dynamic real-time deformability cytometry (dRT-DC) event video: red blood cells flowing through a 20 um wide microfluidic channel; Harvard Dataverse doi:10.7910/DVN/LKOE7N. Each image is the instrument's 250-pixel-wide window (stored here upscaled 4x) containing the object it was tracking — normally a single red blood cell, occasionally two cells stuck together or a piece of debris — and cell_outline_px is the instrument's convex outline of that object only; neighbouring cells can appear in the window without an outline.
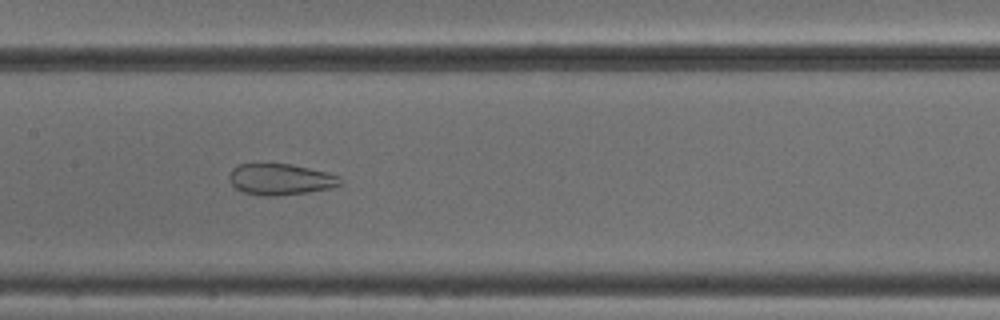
{"species": "common noctule bat (a hibernating species)", "species_latin": "Nyctalus noctula", "temperature_condition": "cold", "stored_images_in_passage": 36, "camera_frame_rate_fps": 3000, "um_per_image_px": 0.085, "animal": {"sex": "male", "body_mass_g": 18.8}, "frame": {"image": 1, "passage_image": 10, "time_ms": 3.0, "image_size_px": [1000, 320], "cell_outline_px": [[344, 184], [328, 188], [308, 192], [276, 196], [264, 196], [244, 192], [236, 188], [232, 184], [228, 176], [232, 168], [240, 164], [292, 164], [328, 172], [340, 176], [344, 180]], "centroid_in_image_um": [23.88, 15.24], "position_along_channel_um": 183.5, "area_um2": 20.29}}
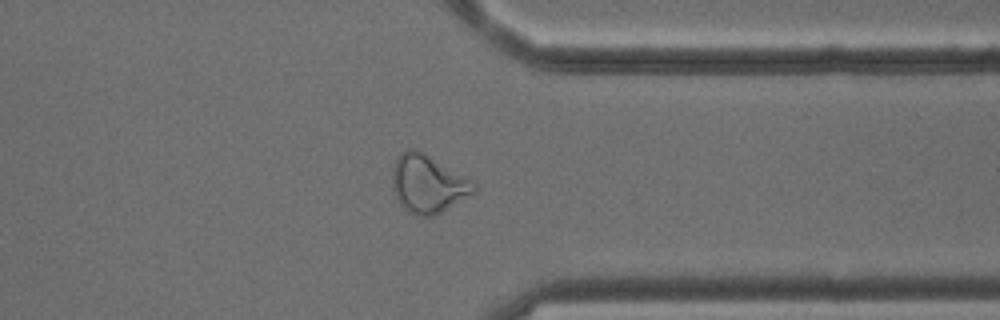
{"frame": {"image": 2, "passage_image": 25, "time_ms": 8.0, "image_size_px": [1000, 320], "cell_outline_px": [[476, 192], [440, 212], [432, 216], [420, 216], [408, 212], [404, 208], [396, 196], [392, 188], [392, 172], [396, 160], [400, 152], [408, 148], [412, 148], [420, 152], [476, 184]], "centroid_in_image_um": [36.32, 15.66], "position_along_channel_um": 375.1, "area_um2": 26.59}}
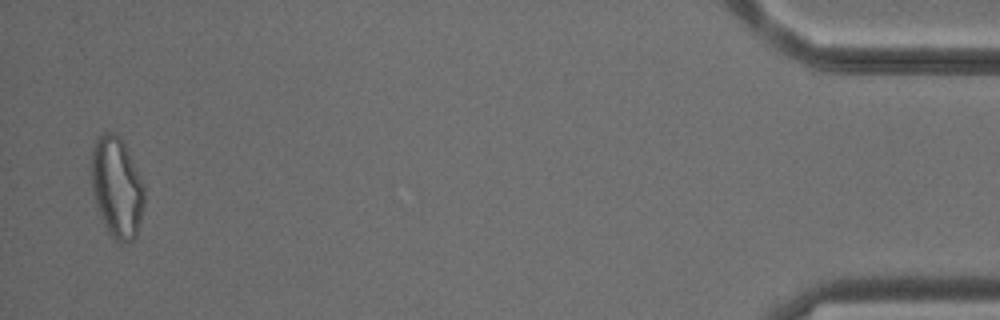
{"frame": {"image": 3, "passage_image": 35, "time_ms": 11.333, "image_size_px": [1000, 320], "cell_outline_px": [[144, 204], [136, 236], [132, 240], [120, 244], [108, 232], [100, 216], [92, 192], [92, 148], [96, 136], [104, 132], [116, 132], [120, 136], [144, 184]], "centroid_in_image_um": [9.92, 15.91], "position_along_channel_um": 425.3, "area_um2": 31.04}, "authors_computed_cell_mechanics": {"area_um2": 24.6228, "velocity_mm_per_s": 3.8801, "shape_relaxation_time_tau1_ms": null, "shape_relaxation_time_tau2_ms": 1.6886, "deformation_change_tau1": null, "deformation_change_tau2": 0.0892}}